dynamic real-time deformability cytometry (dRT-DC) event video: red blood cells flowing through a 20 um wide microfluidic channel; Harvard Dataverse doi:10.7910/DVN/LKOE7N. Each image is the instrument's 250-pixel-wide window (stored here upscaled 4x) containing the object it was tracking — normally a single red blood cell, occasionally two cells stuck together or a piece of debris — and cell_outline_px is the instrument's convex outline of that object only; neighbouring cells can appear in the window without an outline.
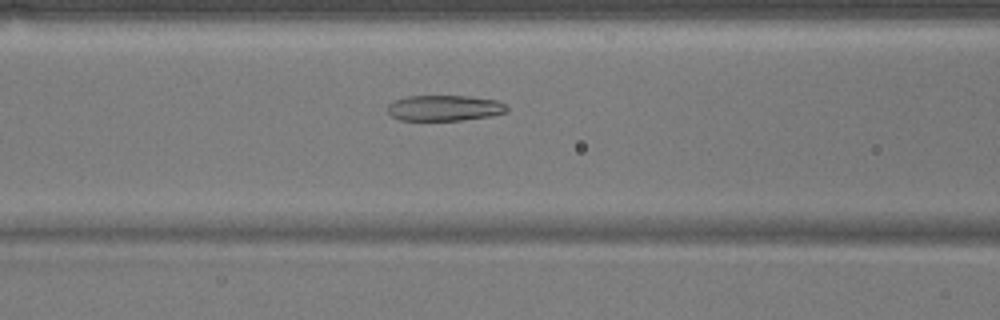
{"species": "common noctule bat (a hibernating species)", "species_latin": "Nyctalus noctula", "temperature_condition": "warm", "stored_images_in_passage": 15, "camera_frame_rate_fps": 3000, "um_per_image_px": 0.085, "animal": {"sex": "male", "body_mass_g": 17.9}, "frame": {"image": 1, "passage_image": 5, "time_ms": 1.333, "image_size_px": [1000, 320], "cell_outline_px": [[508, 112], [492, 116], [460, 120], [400, 120], [392, 116], [388, 112], [388, 104], [396, 100], [408, 96], [468, 96], [496, 100], [504, 104], [508, 108]], "centroid_in_image_um": [37.8, 9.18], "position_along_channel_um": 128.8, "area_um2": 17.8}}
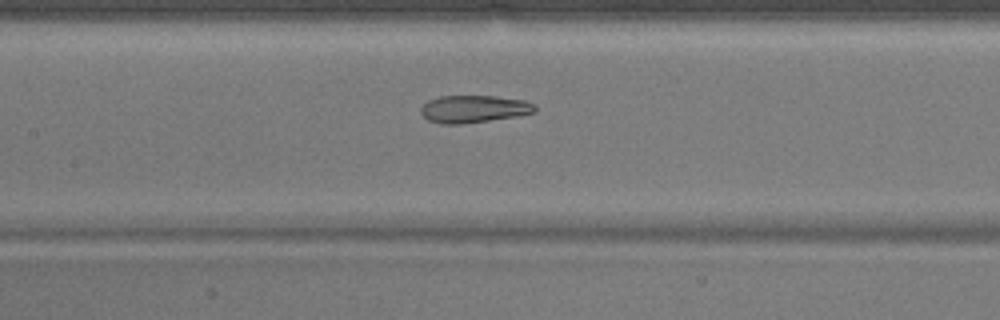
{"frame": {"image": 2, "passage_image": 8, "time_ms": 2.333, "image_size_px": [1000, 320], "cell_outline_px": [[536, 112], [520, 116], [464, 124], [440, 124], [428, 120], [420, 112], [420, 108], [428, 100], [440, 96], [496, 96], [524, 100], [536, 104]], "centroid_in_image_um": [40.3, 9.27], "position_along_channel_um": 167.1, "area_um2": 18.5}}